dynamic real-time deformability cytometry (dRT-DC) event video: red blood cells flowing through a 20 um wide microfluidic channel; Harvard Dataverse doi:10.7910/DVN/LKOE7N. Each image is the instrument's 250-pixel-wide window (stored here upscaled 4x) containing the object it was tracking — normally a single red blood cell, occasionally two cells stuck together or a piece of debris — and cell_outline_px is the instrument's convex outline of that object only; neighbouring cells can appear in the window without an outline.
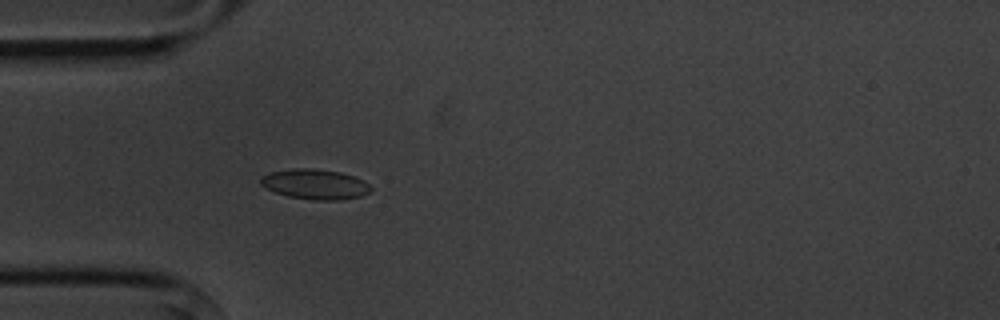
{"species": "common noctule bat (a hibernating species)", "species_latin": "Nyctalus noctula", "temperature_condition": "cold", "stored_images_in_passage": 5, "camera_frame_rate_fps": 3000, "um_per_image_px": 0.085, "animal": {"sex": "male", "body_mass_g": 20.1, "forearm_length_mm": 53.5}, "frame": {"image": 1, "passage_image": 5, "time_ms": 5.667, "image_size_px": [1000, 320], "cell_outline_px": [[372, 188], [368, 192], [360, 196], [340, 200], [316, 200], [288, 196], [276, 192], [260, 184], [260, 176], [272, 172], [292, 168], [312, 168], [340, 172], [364, 180]], "centroid_in_image_um": [26.77, 15.65], "position_along_channel_um": 58.2, "area_um2": 19.13}}